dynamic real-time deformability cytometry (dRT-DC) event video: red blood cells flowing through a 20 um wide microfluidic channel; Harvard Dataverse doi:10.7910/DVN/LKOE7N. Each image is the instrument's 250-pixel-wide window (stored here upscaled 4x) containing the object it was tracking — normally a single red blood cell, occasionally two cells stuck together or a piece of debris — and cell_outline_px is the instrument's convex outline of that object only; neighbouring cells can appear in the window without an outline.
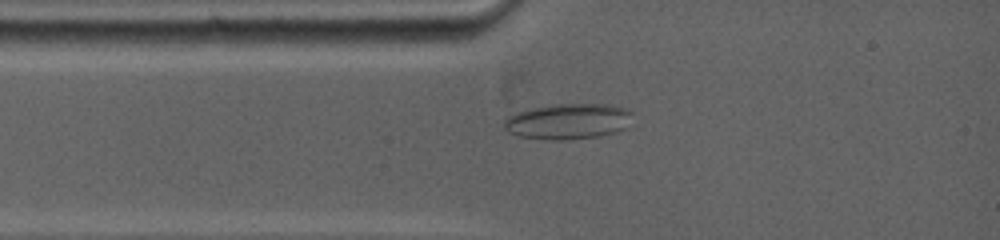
{"species": "common noctule bat (a hibernating species)", "species_latin": "Nyctalus noctula", "temperature_condition": "warm", "stored_images_in_passage": 24, "camera_frame_rate_fps": 5000, "um_per_image_px": 0.085, "animal": {"sex": "female", "body_mass_g": 19.0, "forearm_length_mm": 53.3}, "frame": {"image": 1, "passage_image": 4, "time_ms": 1.6, "image_size_px": [1000, 240], "cell_outline_px": [[632, 112], [624, 128], [612, 132], [596, 136], [560, 140], [556, 140], [520, 136], [508, 132], [504, 128], [504, 120], [508, 116], [516, 112], [532, 108], [556, 104], [608, 104], [628, 108]], "centroid_in_image_um": [48.25, 10.29], "position_along_channel_um": 36.8, "area_um2": 26.24}}
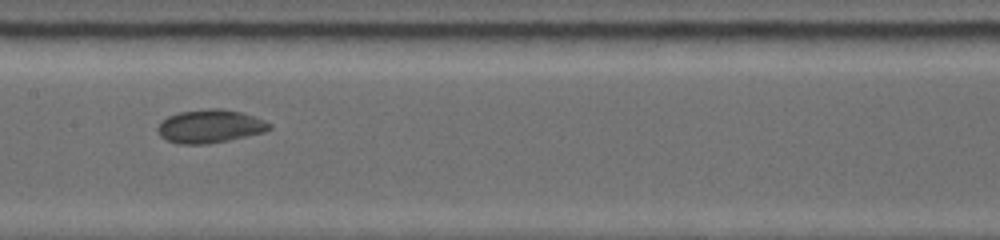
{"frame": {"image": 2, "passage_image": 13, "time_ms": 5.6, "image_size_px": [1000, 240], "cell_outline_px": [[272, 128], [264, 132], [228, 140], [208, 144], [180, 144], [168, 140], [160, 136], [156, 132], [156, 128], [168, 116], [180, 112], [208, 108], [220, 108], [240, 112], [264, 120], [272, 124]], "centroid_in_image_um": [17.85, 10.73], "position_along_channel_um": 189.6, "area_um2": 21.56}}
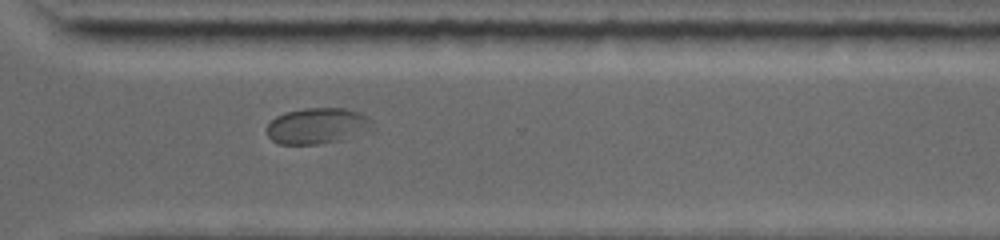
{"frame": {"image": 3, "passage_image": 24, "time_ms": 9.6, "image_size_px": [1000, 240], "cell_outline_px": [[376, 128], [372, 132], [340, 140], [316, 144], [276, 144], [268, 136], [268, 124], [276, 116], [284, 112], [304, 108], [344, 108], [360, 112], [372, 120]], "centroid_in_image_um": [27.05, 10.7], "position_along_channel_um": 343.5, "area_um2": 22.54}}